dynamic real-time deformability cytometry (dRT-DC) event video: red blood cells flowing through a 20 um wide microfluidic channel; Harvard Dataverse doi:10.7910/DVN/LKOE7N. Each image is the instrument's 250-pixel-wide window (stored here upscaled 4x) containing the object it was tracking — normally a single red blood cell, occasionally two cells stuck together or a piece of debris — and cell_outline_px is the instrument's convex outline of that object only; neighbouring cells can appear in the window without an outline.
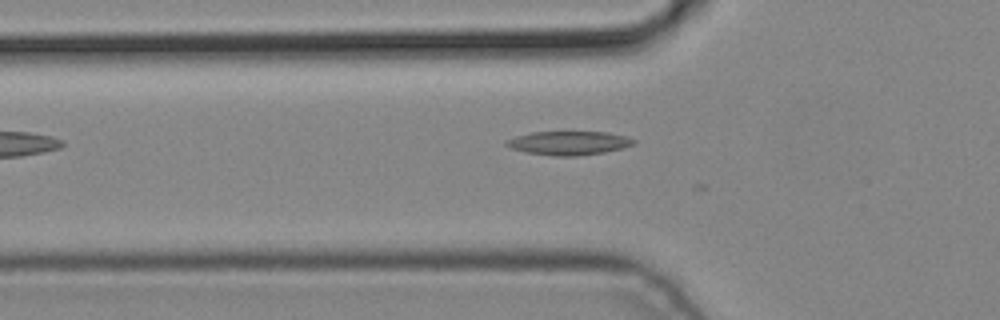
{"species": "common noctule bat (a hibernating species)", "species_latin": "Nyctalus noctula", "temperature_condition": "cold", "stored_images_in_passage": 4, "camera_frame_rate_fps": 3000, "um_per_image_px": 0.085, "animal": {"sex": "male", "body_mass_g": 19.2, "forearm_length_mm": 51.8}, "frame": {"image": 1, "passage_image": 3, "time_ms": 0.667, "image_size_px": [1000, 320], "cell_outline_px": [[636, 144], [624, 148], [604, 152], [576, 156], [556, 156], [524, 152], [512, 148], [504, 144], [504, 140], [516, 136], [532, 132], [608, 132], [628, 136], [636, 140]], "centroid_in_image_um": [48.38, 12.15], "position_along_channel_um": 77.4, "area_um2": 17.8}}